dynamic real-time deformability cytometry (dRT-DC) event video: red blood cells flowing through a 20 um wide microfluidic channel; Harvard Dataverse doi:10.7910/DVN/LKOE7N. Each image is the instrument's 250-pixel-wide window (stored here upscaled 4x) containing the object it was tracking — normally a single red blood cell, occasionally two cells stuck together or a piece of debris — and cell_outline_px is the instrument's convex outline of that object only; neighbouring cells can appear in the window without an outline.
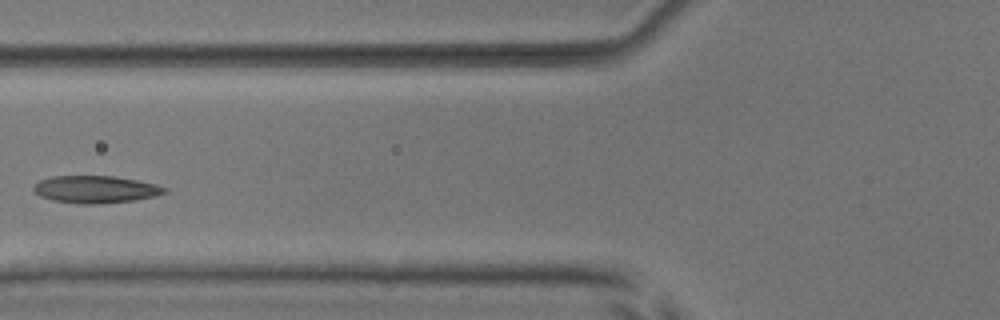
{"species": "common noctule bat (a hibernating species)", "species_latin": "Nyctalus noctula", "temperature_condition": "room temperature", "stored_images_in_passage": 8, "camera_frame_rate_fps": 3000, "um_per_image_px": 0.085, "animal": {"sex": "male", "body_mass_g": 17.9, "forearm_length_mm": 54.2}, "frame": {"image": 1, "passage_image": 7, "time_ms": 7.0, "image_size_px": [1000, 320], "cell_outline_px": [[168, 192], [156, 196], [136, 200], [96, 204], [80, 204], [52, 200], [40, 196], [32, 188], [40, 180], [52, 176], [116, 176], [156, 184], [168, 188]], "centroid_in_image_um": [8.16, 16.1], "position_along_channel_um": 117.6, "area_um2": 20.92}}
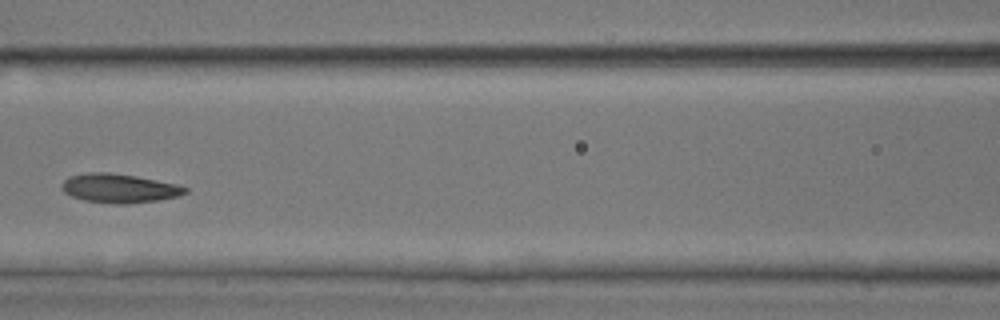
{"frame": {"image": 2, "passage_image": 8, "time_ms": 8.0, "image_size_px": [1000, 320], "cell_outline_px": [[188, 192], [180, 196], [156, 200], [128, 204], [112, 204], [84, 200], [72, 196], [64, 192], [60, 188], [60, 184], [68, 176], [88, 172], [108, 172], [136, 176], [176, 184], [188, 188]], "centroid_in_image_um": [10.1, 16.0], "position_along_channel_um": 156.5, "area_um2": 20.98}}